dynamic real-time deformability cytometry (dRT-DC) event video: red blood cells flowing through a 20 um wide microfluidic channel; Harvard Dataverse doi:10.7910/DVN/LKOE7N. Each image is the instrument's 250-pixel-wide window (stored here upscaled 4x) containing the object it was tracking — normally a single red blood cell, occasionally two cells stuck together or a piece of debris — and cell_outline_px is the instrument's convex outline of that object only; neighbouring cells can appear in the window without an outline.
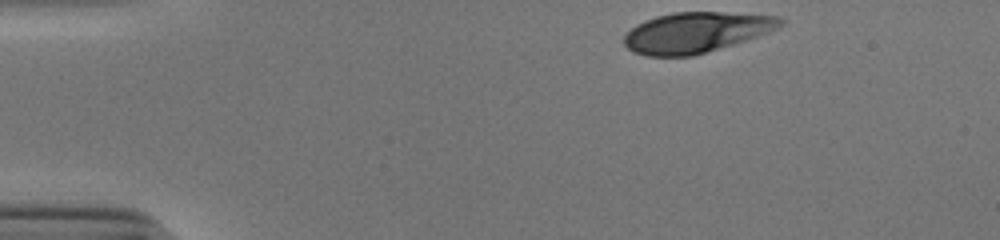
{"species": "human", "species_latin": "Homo sapiens", "temperature_condition": "cold", "stored_images_in_passage": 36, "camera_frame_rate_fps": 3000, "um_per_image_px": 0.085, "donor": {"sex": "male"}, "frame": {"image": 1, "passage_image": 1, "time_ms": 0.0, "image_size_px": [1000, 240], "cell_outline_px": [[784, 24], [768, 32], [732, 44], [692, 56], [644, 56], [632, 52], [624, 44], [624, 36], [636, 24], [644, 20], [656, 16], [672, 12], [724, 12], [776, 16], [784, 20]], "centroid_in_image_um": [59.11, 2.75], "position_along_channel_um": 25.9, "area_um2": 36.59}}
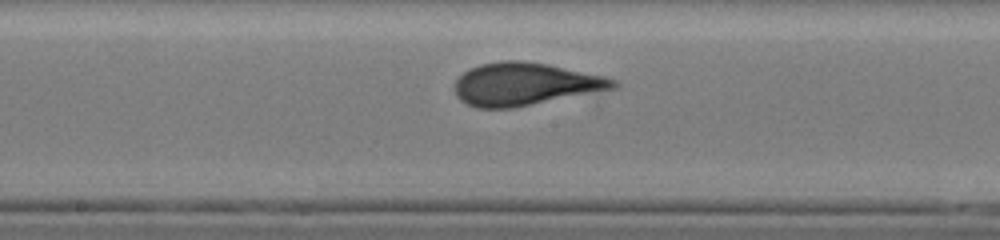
{"frame": {"image": 2, "passage_image": 21, "time_ms": 6.667, "image_size_px": [1000, 240], "cell_outline_px": [[620, 84], [616, 88], [512, 108], [476, 108], [460, 100], [456, 96], [456, 80], [464, 72], [480, 64], [504, 60], [520, 60], [548, 64], [604, 76], [616, 80]], "centroid_in_image_um": [44.63, 7.14], "position_along_channel_um": 203.6, "area_um2": 39.13}}
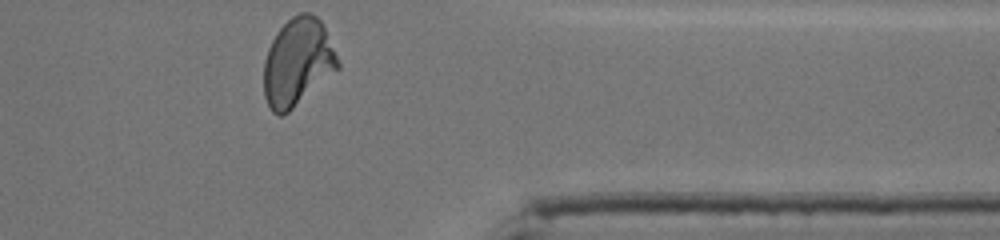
{"frame": {"image": 3, "passage_image": 36, "time_ms": 11.667, "image_size_px": [1000, 240], "cell_outline_px": [[340, 68], [284, 116], [276, 116], [272, 112], [264, 96], [264, 60], [268, 48], [276, 32], [292, 16], [300, 12], [308, 12], [316, 16], [320, 20], [324, 28], [340, 64]], "centroid_in_image_um": [25.28, 5.32], "position_along_channel_um": 386.1, "area_um2": 37.74}, "authors_computed_cell_mechanics": {"area_um2": 38.3792, "velocity_mm_per_s": 3.8883, "shape_relaxation_time_tau1_ms": 5.3628, "shape_relaxation_time_tau2_ms": null, "deformation_change_tau1": 0.2146, "deformation_change_tau2": null}}